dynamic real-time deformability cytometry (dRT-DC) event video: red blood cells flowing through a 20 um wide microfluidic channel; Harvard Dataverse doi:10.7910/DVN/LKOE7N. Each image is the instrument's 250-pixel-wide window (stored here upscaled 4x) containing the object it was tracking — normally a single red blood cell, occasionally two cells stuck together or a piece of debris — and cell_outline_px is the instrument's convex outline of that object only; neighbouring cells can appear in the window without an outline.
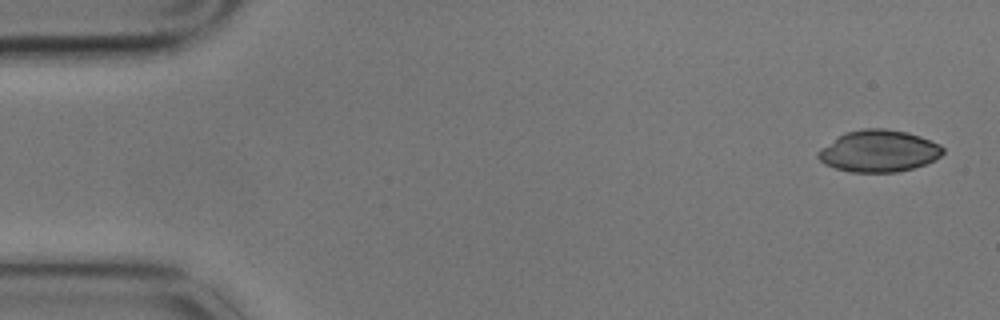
{"species": "common noctule bat (a hibernating species)", "species_latin": "Nyctalus noctula", "temperature_condition": "cold", "stored_images_in_passage": 4, "camera_frame_rate_fps": 3000, "um_per_image_px": 0.085, "animal": {"sex": "male", "body_mass_g": 17.9}, "frame": {"image": 1, "passage_image": 1, "time_ms": 0.0, "image_size_px": [1000, 320], "cell_outline_px": [[944, 152], [940, 156], [924, 164], [912, 168], [896, 172], [852, 172], [836, 168], [824, 164], [816, 156], [816, 152], [820, 148], [844, 132], [864, 128], [884, 128], [908, 132], [920, 136], [940, 144], [944, 148]], "centroid_in_image_um": [74.67, 12.82], "position_along_channel_um": 10.3, "area_um2": 30.46}}